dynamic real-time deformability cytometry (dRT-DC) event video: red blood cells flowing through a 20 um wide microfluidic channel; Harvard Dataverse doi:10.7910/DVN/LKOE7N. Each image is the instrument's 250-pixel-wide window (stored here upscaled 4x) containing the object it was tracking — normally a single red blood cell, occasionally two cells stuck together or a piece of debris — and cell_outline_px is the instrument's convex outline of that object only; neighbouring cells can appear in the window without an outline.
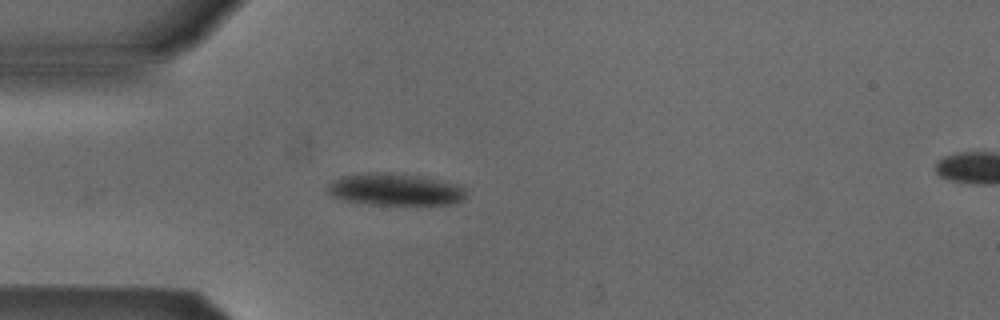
{"species": "Egyptian fruit bat (a non-hibernating species)", "species_latin": "Rousettus aegyptiacus", "temperature_condition": "cold", "stored_images_in_passage": 24, "camera_frame_rate_fps": 3000, "um_per_image_px": 0.085, "animal": {"sex": "male"}, "frame": {"image": 1, "passage_image": 1, "time_ms": 0.0, "image_size_px": [1000, 320], "cell_outline_px": [[464, 200], [452, 204], [368, 204], [344, 200], [332, 196], [328, 192], [328, 184], [332, 180], [344, 176], [368, 172], [404, 172], [456, 184], [464, 188]], "centroid_in_image_um": [33.56, 16.08], "position_along_channel_um": 51.4, "area_um2": 25.89}}
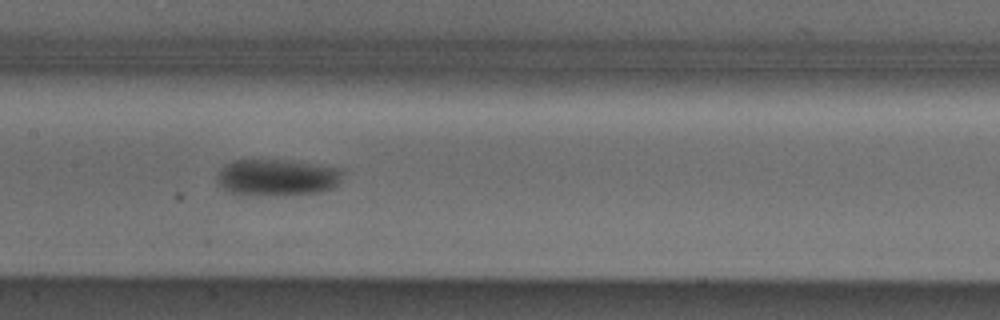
{"frame": {"image": 2, "passage_image": 12, "time_ms": 3.667, "image_size_px": [1000, 320], "cell_outline_px": [[344, 172], [340, 180], [332, 188], [320, 192], [276, 196], [240, 196], [228, 192], [216, 184], [216, 172], [224, 164], [232, 160], [284, 160], [344, 168]], "centroid_in_image_um": [23.47, 15.1], "position_along_channel_um": 183.9, "area_um2": 27.69}}
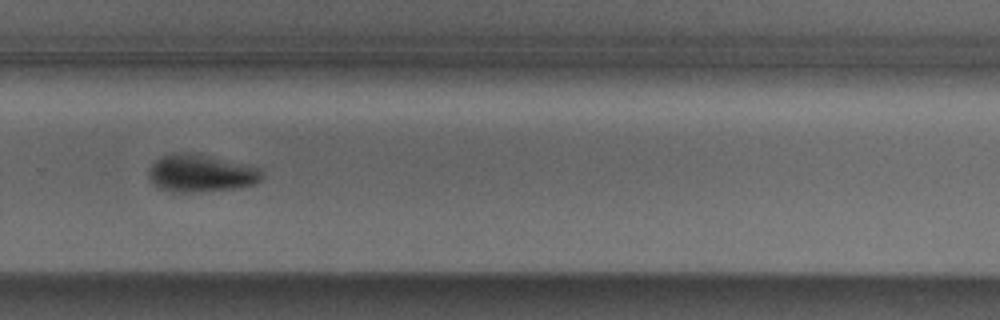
{"frame": {"image": 3, "passage_image": 22, "time_ms": 7.0, "image_size_px": [1000, 320], "cell_outline_px": [[264, 176], [256, 184], [232, 188], [192, 192], [172, 192], [160, 188], [152, 184], [148, 176], [148, 168], [160, 156], [168, 152], [184, 152], [244, 164], [260, 168]], "centroid_in_image_um": [17.01, 14.73], "position_along_channel_um": 312.8, "area_um2": 24.57}}